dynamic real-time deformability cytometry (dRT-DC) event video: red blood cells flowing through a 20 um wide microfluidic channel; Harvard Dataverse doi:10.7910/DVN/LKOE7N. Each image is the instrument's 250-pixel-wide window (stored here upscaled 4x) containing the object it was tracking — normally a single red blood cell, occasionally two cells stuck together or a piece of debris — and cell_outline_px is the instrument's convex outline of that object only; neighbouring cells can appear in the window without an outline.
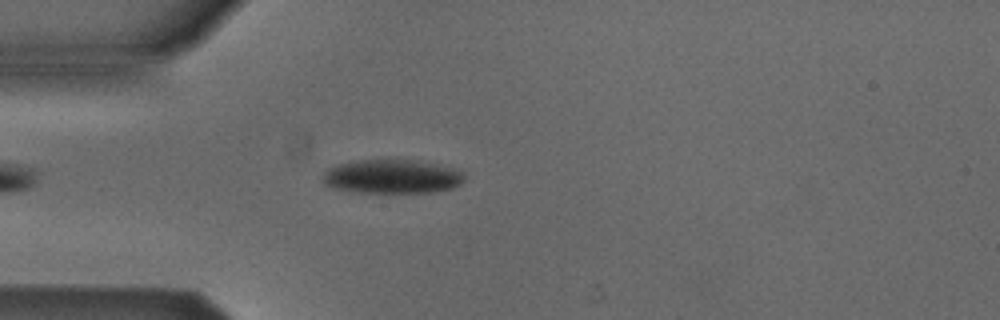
{"species": "Egyptian fruit bat (a non-hibernating species)", "species_latin": "Rousettus aegyptiacus", "temperature_condition": "cold", "stored_images_in_passage": 43, "camera_frame_rate_fps": 3000, "um_per_image_px": 0.085, "animal": {"sex": "male"}, "frame": {"image": 1, "passage_image": 5, "time_ms": 1.333, "image_size_px": [1000, 320], "cell_outline_px": [[464, 180], [460, 184], [452, 188], [432, 192], [356, 192], [336, 188], [324, 184], [324, 172], [328, 168], [340, 164], [360, 160], [416, 160], [440, 164], [452, 168], [460, 172], [464, 176]], "centroid_in_image_um": [33.35, 15.0], "position_along_channel_um": 51.7, "area_um2": 27.69}}
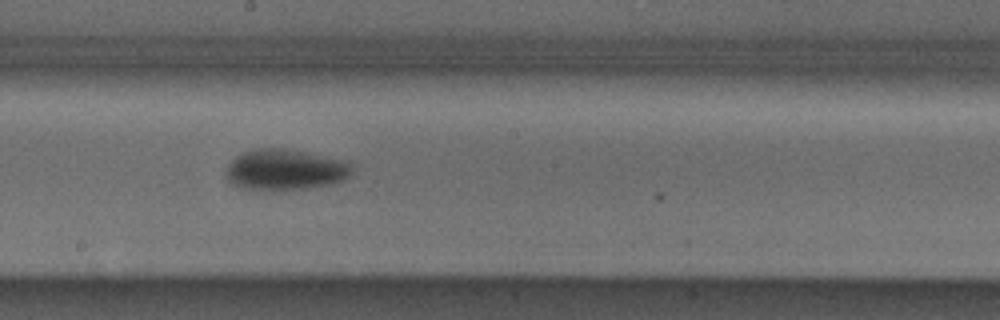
{"frame": {"image": 2, "passage_image": 19, "time_ms": 6.0, "image_size_px": [1000, 320], "cell_outline_px": [[352, 172], [344, 180], [332, 184], [308, 188], [240, 188], [232, 184], [224, 176], [224, 172], [228, 164], [236, 156], [244, 152], [256, 148], [280, 148], [304, 152], [348, 160], [352, 164]], "centroid_in_image_um": [24.25, 14.4], "position_along_channel_um": 224.0, "area_um2": 29.77}}
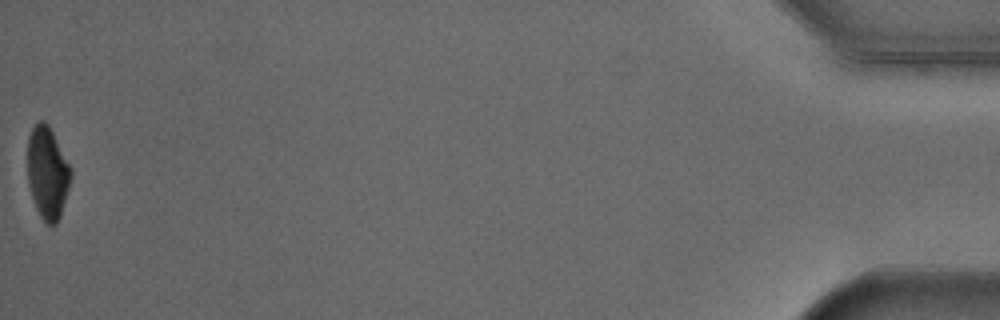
{"frame": {"image": 3, "passage_image": 43, "time_ms": 14.0, "image_size_px": [1000, 320], "cell_outline_px": [[72, 176], [60, 216], [56, 224], [48, 224], [40, 216], [36, 208], [28, 184], [28, 136], [32, 128], [40, 120], [44, 120], [48, 124], [72, 168]], "centroid_in_image_um": [4.04, 14.67], "position_along_channel_um": 431.2, "area_um2": 23.18}, "authors_computed_cell_mechanics": {"area_um2": 28.0908, "velocity_mm_per_s": 3.8971, "shape_relaxation_time_tau1_ms": 3.5762, "shape_relaxation_time_tau2_ms": null, "deformation_change_tau1": 0.1004, "deformation_change_tau2": null}}